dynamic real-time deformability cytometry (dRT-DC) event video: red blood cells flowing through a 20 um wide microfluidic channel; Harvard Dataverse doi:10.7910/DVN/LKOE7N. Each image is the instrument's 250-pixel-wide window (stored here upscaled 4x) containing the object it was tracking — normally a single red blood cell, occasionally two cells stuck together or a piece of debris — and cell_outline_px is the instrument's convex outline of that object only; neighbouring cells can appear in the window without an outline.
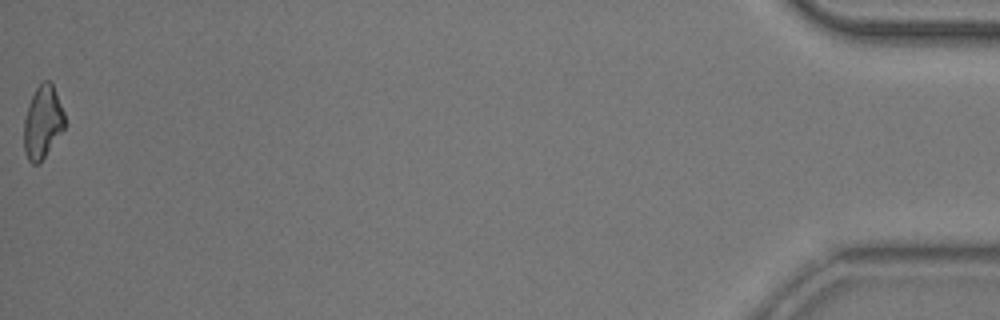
{"species": "common noctule bat (a hibernating species)", "species_latin": "Nyctalus noctula", "temperature_condition": "room temperature", "stored_images_in_passage": 38, "camera_frame_rate_fps": 3000, "um_per_image_px": 0.085, "animal": {"sex": "male", "body_mass_g": 20.5, "forearm_length_mm": 52.5}, "frame": {"image": 1, "passage_image": 38, "time_ms": 12.333, "image_size_px": [1000, 320], "cell_outline_px": [[64, 128], [44, 156], [36, 164], [32, 164], [28, 160], [24, 152], [24, 120], [28, 104], [36, 88], [44, 80], [48, 80], [52, 84], [64, 112]], "centroid_in_image_um": [3.6, 10.37], "position_along_channel_um": 431.6, "area_um2": 16.88}, "authors_computed_cell_mechanics": {"area_um2": 18.207, "velocity_mm_per_s": 3.8646, "shape_relaxation_time_tau1_ms": 8.1112, "shape_relaxation_time_tau2_ms": 5.8707, "deformation_change_tau1": 0.1992, "deformation_change_tau2": 0.1581}}